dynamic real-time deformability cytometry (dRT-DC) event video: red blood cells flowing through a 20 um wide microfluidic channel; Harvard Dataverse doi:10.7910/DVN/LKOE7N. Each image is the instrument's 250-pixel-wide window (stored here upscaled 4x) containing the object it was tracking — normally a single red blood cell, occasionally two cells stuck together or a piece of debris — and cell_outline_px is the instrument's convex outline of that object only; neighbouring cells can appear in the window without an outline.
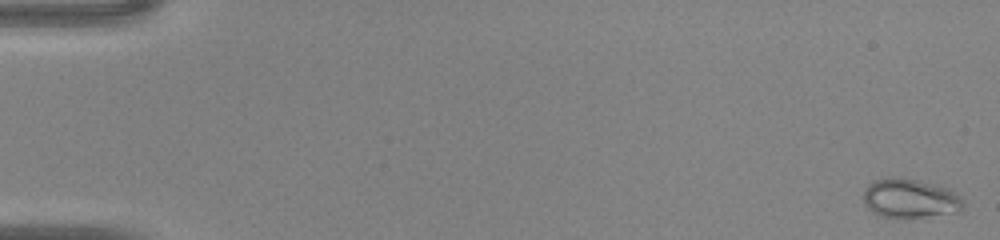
{"species": "common noctule bat (a hibernating species)", "species_latin": "Nyctalus noctula", "temperature_condition": "warm", "stored_images_in_passage": 46, "camera_frame_rate_fps": 3000, "um_per_image_px": 0.085, "animal": {"sex": "male", "body_mass_g": 20.0, "forearm_length_mm": 53.3}, "frame": {"image": 1, "passage_image": 1, "time_ms": 0.0, "image_size_px": [1000, 240], "cell_outline_px": [[964, 208], [960, 212], [900, 220], [880, 216], [872, 212], [864, 204], [864, 188], [872, 180], [888, 176], [916, 180], [948, 188], [960, 196], [964, 200]], "centroid_in_image_um": [77.34, 16.9], "position_along_channel_um": 7.7, "area_um2": 23.47}}
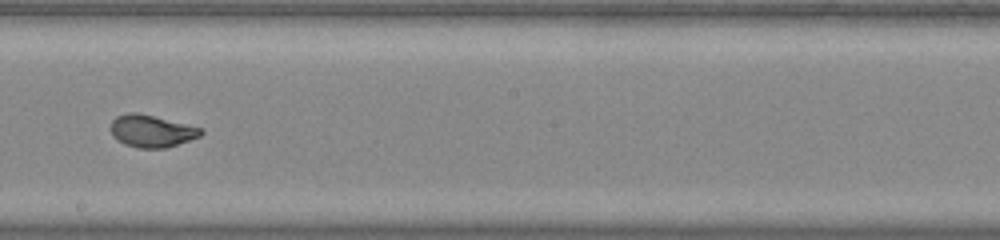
{"frame": {"image": 2, "passage_image": 27, "time_ms": 8.667, "image_size_px": [1000, 240], "cell_outline_px": [[204, 132], [200, 136], [164, 148], [136, 148], [124, 144], [116, 140], [112, 136], [112, 120], [116, 116], [128, 112], [136, 112], [204, 128]], "centroid_in_image_um": [12.87, 11.14], "position_along_channel_um": 235.3, "area_um2": 16.88}}
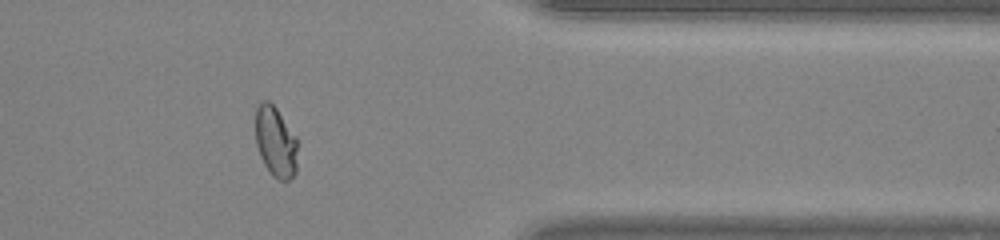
{"frame": {"image": 3, "passage_image": 38, "time_ms": 12.333, "image_size_px": [1000, 240], "cell_outline_px": [[296, 172], [288, 180], [280, 180], [272, 176], [264, 164], [260, 156], [256, 144], [256, 108], [264, 100], [268, 100], [276, 108], [296, 136]], "centroid_in_image_um": [23.42, 12.06], "position_along_channel_um": 388.0, "area_um2": 17.11}}